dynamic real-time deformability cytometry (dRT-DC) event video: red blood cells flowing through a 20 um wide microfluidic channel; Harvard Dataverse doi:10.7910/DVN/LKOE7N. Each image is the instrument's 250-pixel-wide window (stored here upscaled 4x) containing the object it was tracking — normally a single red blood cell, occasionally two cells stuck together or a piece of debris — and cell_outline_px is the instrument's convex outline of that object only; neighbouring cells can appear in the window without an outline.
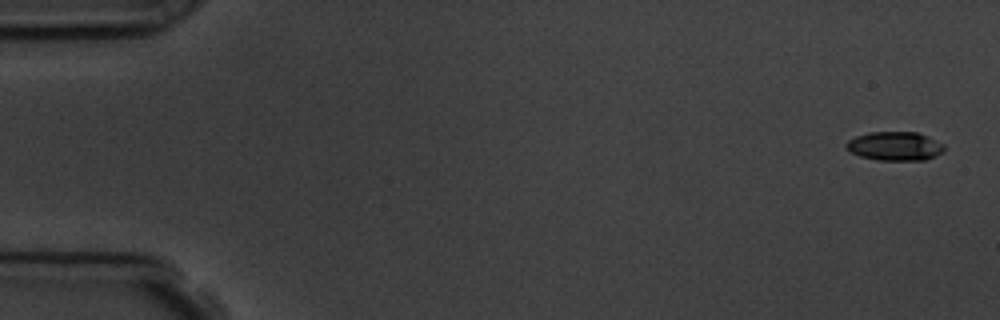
{"species": "common noctule bat (a hibernating species)", "species_latin": "Nyctalus noctula", "temperature_condition": "room temperature", "stored_images_in_passage": 5, "camera_frame_rate_fps": 3000, "um_per_image_px": 0.085, "animal": {"sex": "male", "body_mass_g": 19.5, "forearm_length_mm": 54.6}, "frame": {"image": 1, "passage_image": 1, "time_ms": 0.0, "image_size_px": [1000, 320], "cell_outline_px": [[944, 152], [936, 156], [924, 160], [880, 160], [860, 156], [852, 152], [844, 144], [848, 140], [856, 136], [868, 132], [916, 132], [936, 140], [944, 144]], "centroid_in_image_um": [76.08, 12.42], "position_along_channel_um": 8.9, "area_um2": 16.42}}
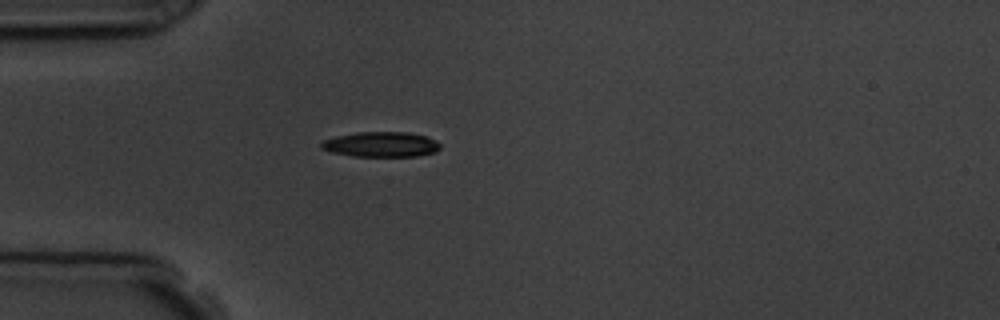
{"frame": {"image": 2, "passage_image": 5, "time_ms": 4.667, "image_size_px": [1000, 320], "cell_outline_px": [[440, 148], [436, 152], [416, 156], [352, 156], [332, 152], [320, 148], [320, 144], [324, 140], [336, 136], [356, 132], [408, 132], [428, 136], [436, 140], [440, 144]], "centroid_in_image_um": [32.41, 12.27], "position_along_channel_um": 52.6, "area_um2": 17.51}}